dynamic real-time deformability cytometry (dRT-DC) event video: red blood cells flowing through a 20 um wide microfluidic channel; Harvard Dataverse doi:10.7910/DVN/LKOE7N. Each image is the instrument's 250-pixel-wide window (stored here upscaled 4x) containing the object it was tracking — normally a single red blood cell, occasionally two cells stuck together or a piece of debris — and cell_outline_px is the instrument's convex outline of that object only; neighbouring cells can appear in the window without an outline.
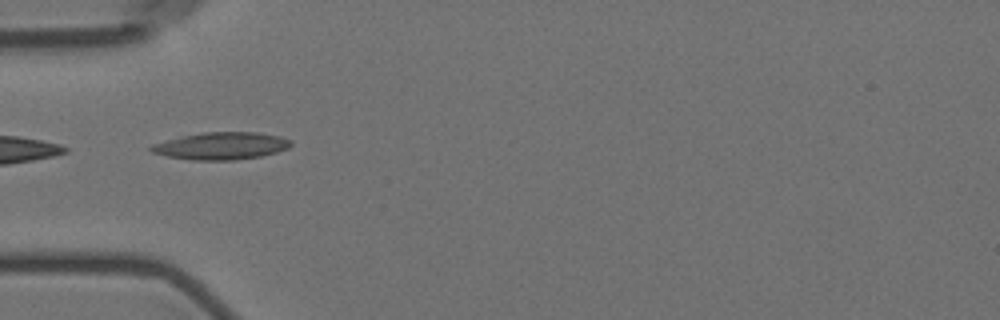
{"species": "Egyptian fruit bat (a non-hibernating species)", "species_latin": "Rousettus aegyptiacus", "temperature_condition": "room temperature", "stored_images_in_passage": 7, "camera_frame_rate_fps": 3000, "um_per_image_px": 0.085, "animal": {"sex": "female"}, "frame": {"image": 1, "passage_image": 5, "time_ms": 4.667, "image_size_px": [1000, 320], "cell_outline_px": [[292, 144], [288, 148], [276, 152], [260, 156], [236, 160], [192, 160], [168, 156], [152, 152], [148, 148], [152, 144], [184, 136], [204, 132], [256, 132], [280, 136], [292, 140]], "centroid_in_image_um": [18.84, 12.4], "position_along_channel_um": 66.2, "area_um2": 22.08}}
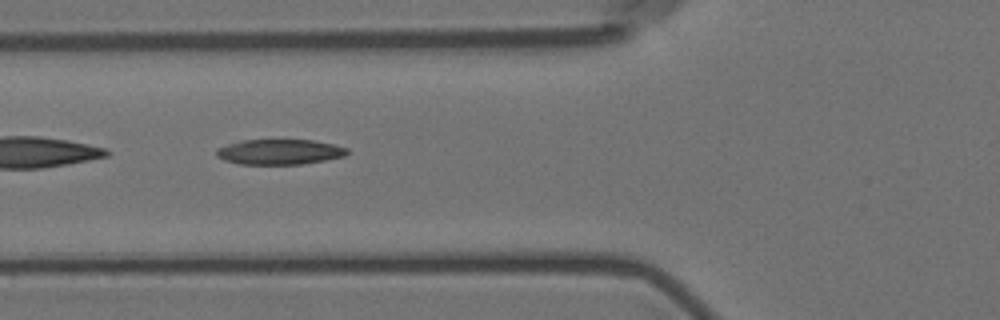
{"frame": {"image": 2, "passage_image": 6, "time_ms": 5.667, "image_size_px": [1000, 320], "cell_outline_px": [[348, 152], [344, 156], [324, 160], [300, 164], [240, 164], [224, 160], [216, 156], [216, 148], [228, 144], [244, 140], [312, 140], [332, 144], [348, 148]], "centroid_in_image_um": [23.73, 12.91], "position_along_channel_um": 102.1, "area_um2": 19.07}}
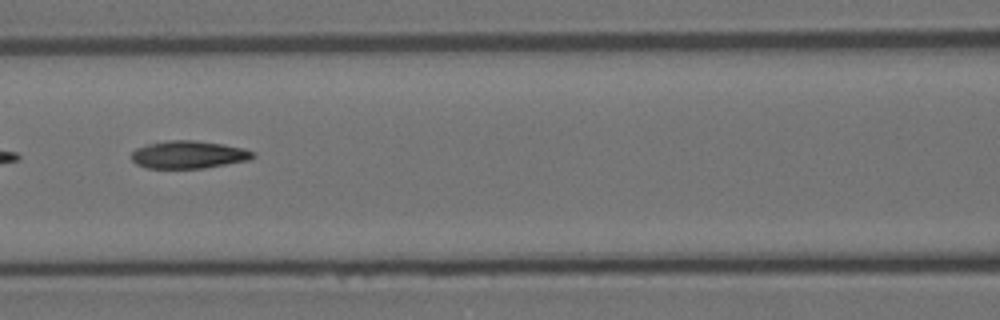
{"frame": {"image": 3, "passage_image": 7, "time_ms": 7.0, "image_size_px": [1000, 320], "cell_outline_px": [[256, 156], [248, 160], [204, 168], [148, 168], [136, 164], [132, 160], [132, 152], [136, 148], [148, 144], [168, 140], [196, 140], [224, 144], [244, 148], [252, 152]], "centroid_in_image_um": [16.02, 13.14], "position_along_channel_um": 150.6, "area_um2": 19.54}}